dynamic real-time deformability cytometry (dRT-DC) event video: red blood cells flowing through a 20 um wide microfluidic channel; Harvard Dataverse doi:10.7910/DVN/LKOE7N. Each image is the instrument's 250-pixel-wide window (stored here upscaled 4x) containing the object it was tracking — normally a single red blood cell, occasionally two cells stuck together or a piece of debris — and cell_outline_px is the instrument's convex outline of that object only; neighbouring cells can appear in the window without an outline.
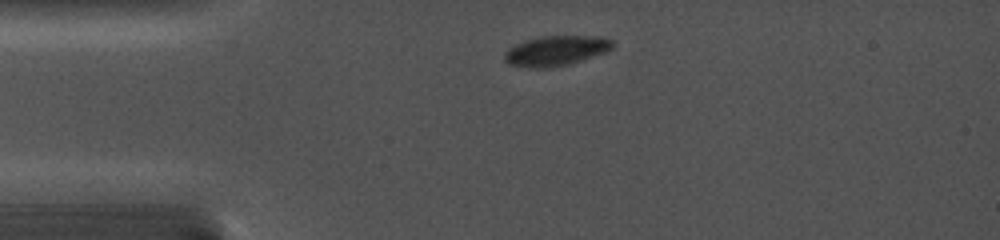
{"species": "common noctule bat (a hibernating species)", "species_latin": "Nyctalus noctula", "temperature_condition": "cold", "stored_images_in_passage": 6, "camera_frame_rate_fps": 5000, "um_per_image_px": 0.085, "animal": {"sex": "female", "body_mass_g": 19.0, "forearm_length_mm": 56.7}, "frame": {"image": 1, "passage_image": 1, "time_ms": 0.0, "image_size_px": [1000, 240], "cell_outline_px": [[616, 44], [612, 48], [604, 52], [580, 60], [564, 64], [544, 68], [532, 68], [508, 64], [504, 60], [504, 52], [516, 44], [524, 40], [540, 36], [604, 36], [612, 40]], "centroid_in_image_um": [47.24, 4.29], "position_along_channel_um": 37.8, "area_um2": 18.73}}
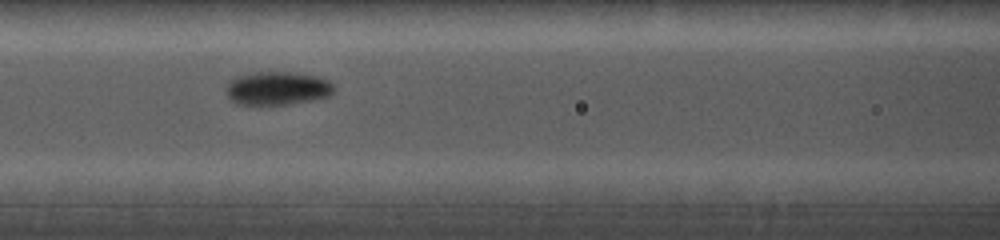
{"frame": {"image": 2, "passage_image": 4, "time_ms": 3.4, "image_size_px": [1000, 240], "cell_outline_px": [[336, 88], [328, 96], [292, 104], [260, 108], [236, 104], [228, 96], [228, 80], [236, 76], [252, 72], [300, 72], [316, 76], [328, 80]], "centroid_in_image_um": [23.54, 7.54], "position_along_channel_um": 143.1, "area_um2": 21.79}}
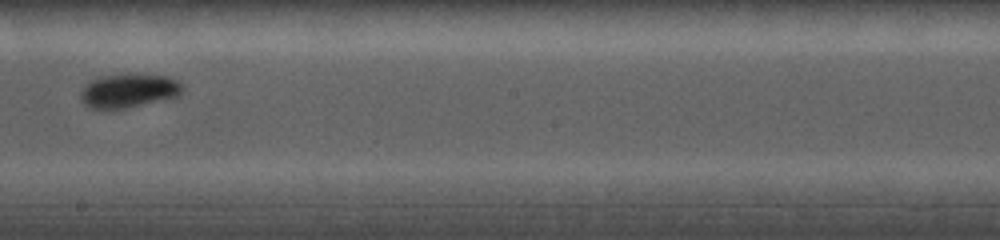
{"frame": {"image": 3, "passage_image": 6, "time_ms": 5.8, "image_size_px": [1000, 240], "cell_outline_px": [[184, 88], [180, 96], [124, 108], [100, 112], [88, 108], [80, 100], [80, 92], [88, 80], [100, 76], [128, 72], [132, 72], [168, 76], [184, 84]], "centroid_in_image_um": [10.89, 7.7], "position_along_channel_um": 237.3, "area_um2": 21.27}}